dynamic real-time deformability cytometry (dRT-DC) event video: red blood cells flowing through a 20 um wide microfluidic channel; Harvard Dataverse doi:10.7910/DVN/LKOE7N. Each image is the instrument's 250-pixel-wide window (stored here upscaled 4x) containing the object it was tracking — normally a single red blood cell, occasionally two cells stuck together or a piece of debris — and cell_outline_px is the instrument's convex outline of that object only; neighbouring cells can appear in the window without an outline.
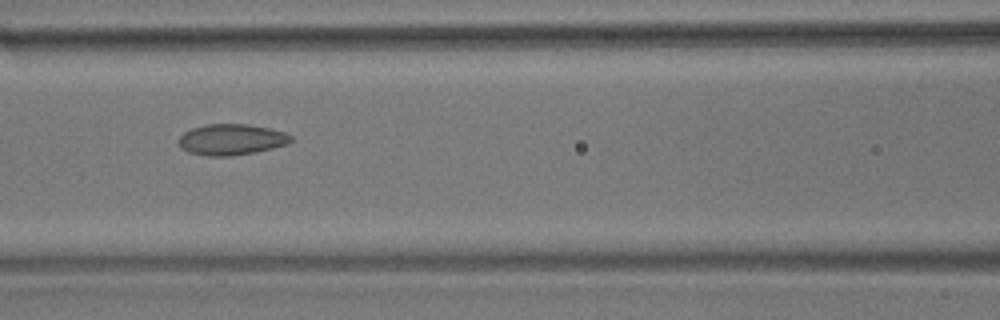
{"species": "common noctule bat (a hibernating species)", "species_latin": "Nyctalus noctula", "temperature_condition": "room temperature", "stored_images_in_passage": 12, "camera_frame_rate_fps": 3000, "um_per_image_px": 0.085, "animal": {"sex": "male", "body_mass_g": 17.9}, "frame": {"image": 1, "passage_image": 4, "time_ms": 3.333, "image_size_px": [1000, 320], "cell_outline_px": [[292, 140], [288, 144], [256, 152], [232, 156], [204, 156], [188, 152], [180, 148], [180, 136], [184, 132], [192, 128], [204, 124], [248, 124], [268, 128], [284, 132], [292, 136]], "centroid_in_image_um": [19.66, 11.86], "position_along_channel_um": 146.9, "area_um2": 20.35}}
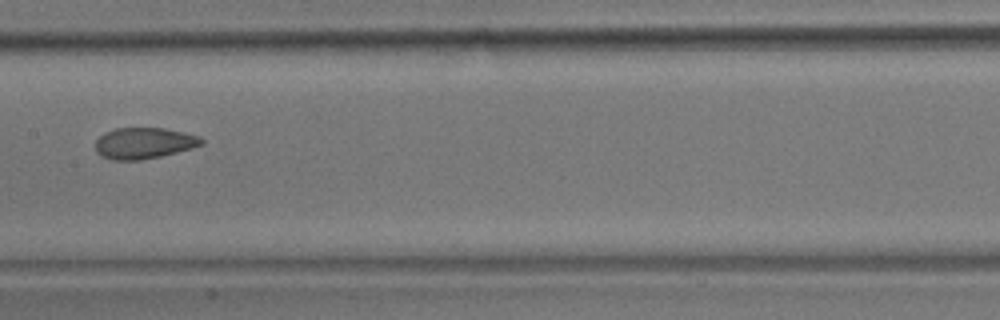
{"frame": {"image": 2, "passage_image": 5, "time_ms": 4.667, "image_size_px": [1000, 320], "cell_outline_px": [[204, 144], [192, 148], [160, 156], [140, 160], [112, 160], [100, 156], [96, 152], [96, 140], [104, 132], [116, 128], [164, 128], [184, 132], [196, 136], [204, 140]], "centroid_in_image_um": [12.21, 12.17], "position_along_channel_um": 195.2, "area_um2": 19.25}}
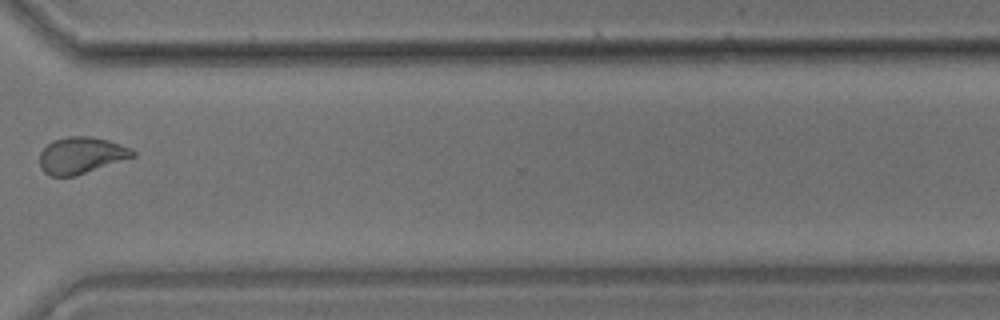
{"frame": {"image": 3, "passage_image": 9, "time_ms": 9.333, "image_size_px": [1000, 320], "cell_outline_px": [[136, 156], [76, 176], [48, 176], [40, 168], [40, 152], [52, 140], [68, 136], [88, 136], [108, 140], [132, 148], [136, 152]], "centroid_in_image_um": [6.9, 13.21], "position_along_channel_um": 363.7, "area_um2": 20.0}, "authors_computed_cell_mechanics": {"area_um2": 19.9121, "velocity_mm_per_s": 3.6079, "shape_relaxation_time_tau1_ms": 2.6299, "shape_relaxation_time_tau2_ms": null, "deformation_change_tau1": 0.095, "deformation_change_tau2": null}}